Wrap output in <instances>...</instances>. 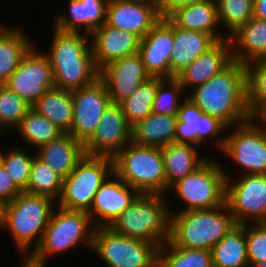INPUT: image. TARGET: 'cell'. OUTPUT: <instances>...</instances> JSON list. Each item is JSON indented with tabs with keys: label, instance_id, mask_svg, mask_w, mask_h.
Masks as SVG:
<instances>
[{
	"label": "cell",
	"instance_id": "6da1fadb",
	"mask_svg": "<svg viewBox=\"0 0 266 267\" xmlns=\"http://www.w3.org/2000/svg\"><path fill=\"white\" fill-rule=\"evenodd\" d=\"M190 91L188 99L228 127L249 120L246 66L243 63L233 61L221 73Z\"/></svg>",
	"mask_w": 266,
	"mask_h": 267
},
{
	"label": "cell",
	"instance_id": "7a4b0ae2",
	"mask_svg": "<svg viewBox=\"0 0 266 267\" xmlns=\"http://www.w3.org/2000/svg\"><path fill=\"white\" fill-rule=\"evenodd\" d=\"M56 204L50 197L22 192L2 205L0 229L8 230L23 260L39 246Z\"/></svg>",
	"mask_w": 266,
	"mask_h": 267
},
{
	"label": "cell",
	"instance_id": "3957f363",
	"mask_svg": "<svg viewBox=\"0 0 266 267\" xmlns=\"http://www.w3.org/2000/svg\"><path fill=\"white\" fill-rule=\"evenodd\" d=\"M56 207L39 246L26 258L24 267H45L50 257L72 251L80 244L92 250L95 226L89 214Z\"/></svg>",
	"mask_w": 266,
	"mask_h": 267
},
{
	"label": "cell",
	"instance_id": "277c9868",
	"mask_svg": "<svg viewBox=\"0 0 266 267\" xmlns=\"http://www.w3.org/2000/svg\"><path fill=\"white\" fill-rule=\"evenodd\" d=\"M170 213L168 241L180 248L211 250L237 225L226 203L211 209Z\"/></svg>",
	"mask_w": 266,
	"mask_h": 267
},
{
	"label": "cell",
	"instance_id": "5b68a950",
	"mask_svg": "<svg viewBox=\"0 0 266 267\" xmlns=\"http://www.w3.org/2000/svg\"><path fill=\"white\" fill-rule=\"evenodd\" d=\"M165 197L139 194L108 227L129 238L154 243L159 248L170 237L172 209Z\"/></svg>",
	"mask_w": 266,
	"mask_h": 267
},
{
	"label": "cell",
	"instance_id": "8992f818",
	"mask_svg": "<svg viewBox=\"0 0 266 267\" xmlns=\"http://www.w3.org/2000/svg\"><path fill=\"white\" fill-rule=\"evenodd\" d=\"M113 172L139 194L167 195L161 148L130 142L113 158Z\"/></svg>",
	"mask_w": 266,
	"mask_h": 267
},
{
	"label": "cell",
	"instance_id": "52a82bcc",
	"mask_svg": "<svg viewBox=\"0 0 266 267\" xmlns=\"http://www.w3.org/2000/svg\"><path fill=\"white\" fill-rule=\"evenodd\" d=\"M224 167L215 159H208L193 173L174 183L170 190L185 205L180 211L211 209L226 203Z\"/></svg>",
	"mask_w": 266,
	"mask_h": 267
},
{
	"label": "cell",
	"instance_id": "ba28073f",
	"mask_svg": "<svg viewBox=\"0 0 266 267\" xmlns=\"http://www.w3.org/2000/svg\"><path fill=\"white\" fill-rule=\"evenodd\" d=\"M112 173V158L84 155L63 179L57 205L67 210L88 212L96 192Z\"/></svg>",
	"mask_w": 266,
	"mask_h": 267
},
{
	"label": "cell",
	"instance_id": "9c48e42d",
	"mask_svg": "<svg viewBox=\"0 0 266 267\" xmlns=\"http://www.w3.org/2000/svg\"><path fill=\"white\" fill-rule=\"evenodd\" d=\"M158 247L132 239L108 226L95 227L92 250L108 267H157Z\"/></svg>",
	"mask_w": 266,
	"mask_h": 267
},
{
	"label": "cell",
	"instance_id": "30bf717a",
	"mask_svg": "<svg viewBox=\"0 0 266 267\" xmlns=\"http://www.w3.org/2000/svg\"><path fill=\"white\" fill-rule=\"evenodd\" d=\"M223 170L226 204L236 224L266 223V174H241L234 179Z\"/></svg>",
	"mask_w": 266,
	"mask_h": 267
},
{
	"label": "cell",
	"instance_id": "8fae6325",
	"mask_svg": "<svg viewBox=\"0 0 266 267\" xmlns=\"http://www.w3.org/2000/svg\"><path fill=\"white\" fill-rule=\"evenodd\" d=\"M221 152L244 170L243 175L266 174V130L250 119L228 127Z\"/></svg>",
	"mask_w": 266,
	"mask_h": 267
},
{
	"label": "cell",
	"instance_id": "7c38bea8",
	"mask_svg": "<svg viewBox=\"0 0 266 267\" xmlns=\"http://www.w3.org/2000/svg\"><path fill=\"white\" fill-rule=\"evenodd\" d=\"M183 97L185 100L178 111L174 142L199 147L207 144V140H212L216 144L215 147L217 146V151L219 149L221 152L225 144L228 126L220 119L201 111L187 98V95Z\"/></svg>",
	"mask_w": 266,
	"mask_h": 267
},
{
	"label": "cell",
	"instance_id": "4fadbf2b",
	"mask_svg": "<svg viewBox=\"0 0 266 267\" xmlns=\"http://www.w3.org/2000/svg\"><path fill=\"white\" fill-rule=\"evenodd\" d=\"M33 46L22 58L6 86L29 105L37 102L49 89L55 87L52 67L46 55Z\"/></svg>",
	"mask_w": 266,
	"mask_h": 267
},
{
	"label": "cell",
	"instance_id": "5bb4252c",
	"mask_svg": "<svg viewBox=\"0 0 266 267\" xmlns=\"http://www.w3.org/2000/svg\"><path fill=\"white\" fill-rule=\"evenodd\" d=\"M73 120L68 132L83 144L95 132L102 114L111 103L105 83H94L72 91Z\"/></svg>",
	"mask_w": 266,
	"mask_h": 267
},
{
	"label": "cell",
	"instance_id": "9a60e30c",
	"mask_svg": "<svg viewBox=\"0 0 266 267\" xmlns=\"http://www.w3.org/2000/svg\"><path fill=\"white\" fill-rule=\"evenodd\" d=\"M132 142V127L125 118L121 105L110 103L102 114L95 132L84 143L87 156L114 158Z\"/></svg>",
	"mask_w": 266,
	"mask_h": 267
},
{
	"label": "cell",
	"instance_id": "2e32d148",
	"mask_svg": "<svg viewBox=\"0 0 266 267\" xmlns=\"http://www.w3.org/2000/svg\"><path fill=\"white\" fill-rule=\"evenodd\" d=\"M161 19L159 0H108L106 23L142 39Z\"/></svg>",
	"mask_w": 266,
	"mask_h": 267
},
{
	"label": "cell",
	"instance_id": "e0dca14e",
	"mask_svg": "<svg viewBox=\"0 0 266 267\" xmlns=\"http://www.w3.org/2000/svg\"><path fill=\"white\" fill-rule=\"evenodd\" d=\"M99 78L107 87L111 103L120 104L150 78V75L137 52L105 65L100 69Z\"/></svg>",
	"mask_w": 266,
	"mask_h": 267
},
{
	"label": "cell",
	"instance_id": "ac0fdd59",
	"mask_svg": "<svg viewBox=\"0 0 266 267\" xmlns=\"http://www.w3.org/2000/svg\"><path fill=\"white\" fill-rule=\"evenodd\" d=\"M138 195L134 188L113 172L96 192L87 213L95 227L109 226Z\"/></svg>",
	"mask_w": 266,
	"mask_h": 267
},
{
	"label": "cell",
	"instance_id": "d6986e66",
	"mask_svg": "<svg viewBox=\"0 0 266 267\" xmlns=\"http://www.w3.org/2000/svg\"><path fill=\"white\" fill-rule=\"evenodd\" d=\"M174 48L173 29L161 18L140 39L138 53L150 77L170 78V56Z\"/></svg>",
	"mask_w": 266,
	"mask_h": 267
},
{
	"label": "cell",
	"instance_id": "ffe728a7",
	"mask_svg": "<svg viewBox=\"0 0 266 267\" xmlns=\"http://www.w3.org/2000/svg\"><path fill=\"white\" fill-rule=\"evenodd\" d=\"M232 62L231 43L227 38L217 41L210 49L179 72L175 78L185 90L184 94H187L186 91L189 92V89L205 84Z\"/></svg>",
	"mask_w": 266,
	"mask_h": 267
},
{
	"label": "cell",
	"instance_id": "44dd1931",
	"mask_svg": "<svg viewBox=\"0 0 266 267\" xmlns=\"http://www.w3.org/2000/svg\"><path fill=\"white\" fill-rule=\"evenodd\" d=\"M91 49L97 68L138 52L140 38L106 22L90 34Z\"/></svg>",
	"mask_w": 266,
	"mask_h": 267
},
{
	"label": "cell",
	"instance_id": "7402d4cb",
	"mask_svg": "<svg viewBox=\"0 0 266 267\" xmlns=\"http://www.w3.org/2000/svg\"><path fill=\"white\" fill-rule=\"evenodd\" d=\"M68 14L56 15L53 28L90 35L106 22L108 0H67ZM68 15V16H67Z\"/></svg>",
	"mask_w": 266,
	"mask_h": 267
},
{
	"label": "cell",
	"instance_id": "603a6c76",
	"mask_svg": "<svg viewBox=\"0 0 266 267\" xmlns=\"http://www.w3.org/2000/svg\"><path fill=\"white\" fill-rule=\"evenodd\" d=\"M173 29L174 48L170 56V78H174L217 41L205 32L177 27L169 18H162Z\"/></svg>",
	"mask_w": 266,
	"mask_h": 267
},
{
	"label": "cell",
	"instance_id": "cb8c5ba5",
	"mask_svg": "<svg viewBox=\"0 0 266 267\" xmlns=\"http://www.w3.org/2000/svg\"><path fill=\"white\" fill-rule=\"evenodd\" d=\"M168 18L177 27L205 32L216 41L227 39V32L223 33L220 29L216 0H206L181 7Z\"/></svg>",
	"mask_w": 266,
	"mask_h": 267
},
{
	"label": "cell",
	"instance_id": "d4e9b609",
	"mask_svg": "<svg viewBox=\"0 0 266 267\" xmlns=\"http://www.w3.org/2000/svg\"><path fill=\"white\" fill-rule=\"evenodd\" d=\"M84 155V144L69 133H63L36 150V156L63 179L72 172Z\"/></svg>",
	"mask_w": 266,
	"mask_h": 267
},
{
	"label": "cell",
	"instance_id": "484cf974",
	"mask_svg": "<svg viewBox=\"0 0 266 267\" xmlns=\"http://www.w3.org/2000/svg\"><path fill=\"white\" fill-rule=\"evenodd\" d=\"M228 39L233 61L247 64L266 59V20L253 17Z\"/></svg>",
	"mask_w": 266,
	"mask_h": 267
},
{
	"label": "cell",
	"instance_id": "4316f807",
	"mask_svg": "<svg viewBox=\"0 0 266 267\" xmlns=\"http://www.w3.org/2000/svg\"><path fill=\"white\" fill-rule=\"evenodd\" d=\"M50 49L43 52L50 63L95 62L90 35L82 32H64L54 28Z\"/></svg>",
	"mask_w": 266,
	"mask_h": 267
},
{
	"label": "cell",
	"instance_id": "83f0119b",
	"mask_svg": "<svg viewBox=\"0 0 266 267\" xmlns=\"http://www.w3.org/2000/svg\"><path fill=\"white\" fill-rule=\"evenodd\" d=\"M12 27L0 25V86L6 84L22 58L35 45L24 29Z\"/></svg>",
	"mask_w": 266,
	"mask_h": 267
},
{
	"label": "cell",
	"instance_id": "f1b7e54d",
	"mask_svg": "<svg viewBox=\"0 0 266 267\" xmlns=\"http://www.w3.org/2000/svg\"><path fill=\"white\" fill-rule=\"evenodd\" d=\"M161 152L167 181V193L174 183L193 173L208 159L207 156L199 155L198 148L191 144L174 142L161 148Z\"/></svg>",
	"mask_w": 266,
	"mask_h": 267
},
{
	"label": "cell",
	"instance_id": "f546056e",
	"mask_svg": "<svg viewBox=\"0 0 266 267\" xmlns=\"http://www.w3.org/2000/svg\"><path fill=\"white\" fill-rule=\"evenodd\" d=\"M177 116L151 113L132 127V142L149 147L163 148L174 143Z\"/></svg>",
	"mask_w": 266,
	"mask_h": 267
},
{
	"label": "cell",
	"instance_id": "4dcf8cb0",
	"mask_svg": "<svg viewBox=\"0 0 266 267\" xmlns=\"http://www.w3.org/2000/svg\"><path fill=\"white\" fill-rule=\"evenodd\" d=\"M31 108L53 122L64 133L70 131L73 120L72 91L53 87Z\"/></svg>",
	"mask_w": 266,
	"mask_h": 267
},
{
	"label": "cell",
	"instance_id": "1f68e13d",
	"mask_svg": "<svg viewBox=\"0 0 266 267\" xmlns=\"http://www.w3.org/2000/svg\"><path fill=\"white\" fill-rule=\"evenodd\" d=\"M213 267H249L245 224H237L212 249Z\"/></svg>",
	"mask_w": 266,
	"mask_h": 267
},
{
	"label": "cell",
	"instance_id": "d6a6232c",
	"mask_svg": "<svg viewBox=\"0 0 266 267\" xmlns=\"http://www.w3.org/2000/svg\"><path fill=\"white\" fill-rule=\"evenodd\" d=\"M56 88L73 91L94 83L100 74L95 62L50 63Z\"/></svg>",
	"mask_w": 266,
	"mask_h": 267
},
{
	"label": "cell",
	"instance_id": "836d02e7",
	"mask_svg": "<svg viewBox=\"0 0 266 267\" xmlns=\"http://www.w3.org/2000/svg\"><path fill=\"white\" fill-rule=\"evenodd\" d=\"M19 136L36 151L40 146L58 138L64 132L49 119L30 109L15 128Z\"/></svg>",
	"mask_w": 266,
	"mask_h": 267
},
{
	"label": "cell",
	"instance_id": "e575fe53",
	"mask_svg": "<svg viewBox=\"0 0 266 267\" xmlns=\"http://www.w3.org/2000/svg\"><path fill=\"white\" fill-rule=\"evenodd\" d=\"M157 267H213L211 250L180 248L166 241L158 249Z\"/></svg>",
	"mask_w": 266,
	"mask_h": 267
},
{
	"label": "cell",
	"instance_id": "d590c367",
	"mask_svg": "<svg viewBox=\"0 0 266 267\" xmlns=\"http://www.w3.org/2000/svg\"><path fill=\"white\" fill-rule=\"evenodd\" d=\"M158 88V77H150L120 105L129 125L133 127L152 113V103Z\"/></svg>",
	"mask_w": 266,
	"mask_h": 267
},
{
	"label": "cell",
	"instance_id": "8d00e7d4",
	"mask_svg": "<svg viewBox=\"0 0 266 267\" xmlns=\"http://www.w3.org/2000/svg\"><path fill=\"white\" fill-rule=\"evenodd\" d=\"M63 178L37 156L34 157L27 189L29 194L42 195L57 201L62 192Z\"/></svg>",
	"mask_w": 266,
	"mask_h": 267
},
{
	"label": "cell",
	"instance_id": "74e56055",
	"mask_svg": "<svg viewBox=\"0 0 266 267\" xmlns=\"http://www.w3.org/2000/svg\"><path fill=\"white\" fill-rule=\"evenodd\" d=\"M216 3L219 24L229 32L227 38L253 18L254 0H216Z\"/></svg>",
	"mask_w": 266,
	"mask_h": 267
},
{
	"label": "cell",
	"instance_id": "f35d334b",
	"mask_svg": "<svg viewBox=\"0 0 266 267\" xmlns=\"http://www.w3.org/2000/svg\"><path fill=\"white\" fill-rule=\"evenodd\" d=\"M184 92L185 90L175 77H158V88L151 107L152 113L178 116L179 108L183 102L181 100H185L182 98Z\"/></svg>",
	"mask_w": 266,
	"mask_h": 267
},
{
	"label": "cell",
	"instance_id": "ab89813d",
	"mask_svg": "<svg viewBox=\"0 0 266 267\" xmlns=\"http://www.w3.org/2000/svg\"><path fill=\"white\" fill-rule=\"evenodd\" d=\"M30 109L31 105L18 94L6 85L0 86V136L8 129L13 131Z\"/></svg>",
	"mask_w": 266,
	"mask_h": 267
},
{
	"label": "cell",
	"instance_id": "60d3db41",
	"mask_svg": "<svg viewBox=\"0 0 266 267\" xmlns=\"http://www.w3.org/2000/svg\"><path fill=\"white\" fill-rule=\"evenodd\" d=\"M28 152L18 146H11L9 150L3 152L1 160V165L22 192L27 189L33 159L36 156L35 150L32 154Z\"/></svg>",
	"mask_w": 266,
	"mask_h": 267
},
{
	"label": "cell",
	"instance_id": "b9f144b4",
	"mask_svg": "<svg viewBox=\"0 0 266 267\" xmlns=\"http://www.w3.org/2000/svg\"><path fill=\"white\" fill-rule=\"evenodd\" d=\"M249 263L266 262V223L245 224Z\"/></svg>",
	"mask_w": 266,
	"mask_h": 267
},
{
	"label": "cell",
	"instance_id": "7bdbcfd3",
	"mask_svg": "<svg viewBox=\"0 0 266 267\" xmlns=\"http://www.w3.org/2000/svg\"><path fill=\"white\" fill-rule=\"evenodd\" d=\"M245 66L247 99H266V59L253 60Z\"/></svg>",
	"mask_w": 266,
	"mask_h": 267
},
{
	"label": "cell",
	"instance_id": "ee69618b",
	"mask_svg": "<svg viewBox=\"0 0 266 267\" xmlns=\"http://www.w3.org/2000/svg\"><path fill=\"white\" fill-rule=\"evenodd\" d=\"M21 193L5 168L0 165V205L11 202Z\"/></svg>",
	"mask_w": 266,
	"mask_h": 267
},
{
	"label": "cell",
	"instance_id": "f6af8a7d",
	"mask_svg": "<svg viewBox=\"0 0 266 267\" xmlns=\"http://www.w3.org/2000/svg\"><path fill=\"white\" fill-rule=\"evenodd\" d=\"M247 105L250 111L249 119L266 130V99H247Z\"/></svg>",
	"mask_w": 266,
	"mask_h": 267
},
{
	"label": "cell",
	"instance_id": "bcb514c9",
	"mask_svg": "<svg viewBox=\"0 0 266 267\" xmlns=\"http://www.w3.org/2000/svg\"><path fill=\"white\" fill-rule=\"evenodd\" d=\"M206 0H159L161 18H168L177 9Z\"/></svg>",
	"mask_w": 266,
	"mask_h": 267
},
{
	"label": "cell",
	"instance_id": "7dc6e473",
	"mask_svg": "<svg viewBox=\"0 0 266 267\" xmlns=\"http://www.w3.org/2000/svg\"><path fill=\"white\" fill-rule=\"evenodd\" d=\"M253 17L266 20V0H254Z\"/></svg>",
	"mask_w": 266,
	"mask_h": 267
},
{
	"label": "cell",
	"instance_id": "c3c4849f",
	"mask_svg": "<svg viewBox=\"0 0 266 267\" xmlns=\"http://www.w3.org/2000/svg\"><path fill=\"white\" fill-rule=\"evenodd\" d=\"M249 267H266V262L249 263Z\"/></svg>",
	"mask_w": 266,
	"mask_h": 267
},
{
	"label": "cell",
	"instance_id": "681fc988",
	"mask_svg": "<svg viewBox=\"0 0 266 267\" xmlns=\"http://www.w3.org/2000/svg\"><path fill=\"white\" fill-rule=\"evenodd\" d=\"M2 155H3V150H0V165H1Z\"/></svg>",
	"mask_w": 266,
	"mask_h": 267
}]
</instances>
